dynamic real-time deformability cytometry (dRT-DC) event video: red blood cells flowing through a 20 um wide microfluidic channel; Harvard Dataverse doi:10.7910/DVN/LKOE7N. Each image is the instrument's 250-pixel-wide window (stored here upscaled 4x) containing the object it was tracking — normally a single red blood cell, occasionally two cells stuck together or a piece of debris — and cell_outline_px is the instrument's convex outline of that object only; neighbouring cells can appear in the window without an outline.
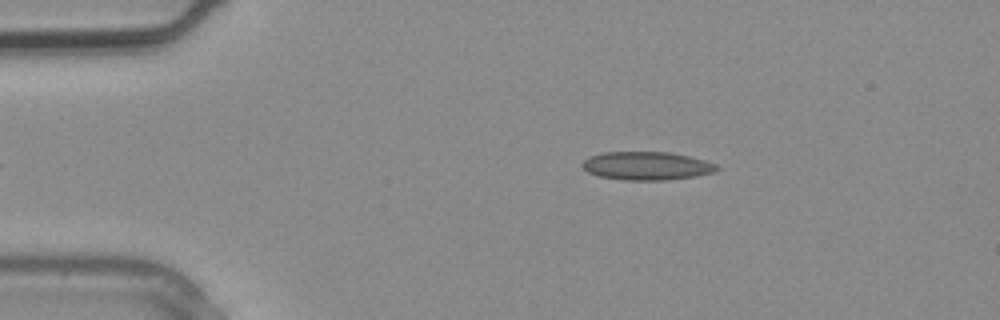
{"species": "common noctule bat (a hibernating species)", "species_latin": "Nyctalus noctula", "temperature_condition": "warm", "stored_images_in_passage": 2, "camera_frame_rate_fps": 3000, "um_per_image_px": 0.085, "animal": {"sex": "male", "body_mass_g": 20.4}, "frame": {"image": 1, "passage_image": 1, "time_ms": 0.0, "image_size_px": [1000, 320], "cell_outline_px": [[720, 168], [716, 172], [696, 176], [668, 180], [624, 180], [600, 176], [588, 172], [580, 164], [588, 156], [604, 152], [668, 152], [688, 156], [704, 160], [716, 164]], "centroid_in_image_um": [54.98, 14.1], "position_along_channel_um": 30.0, "area_um2": 22.25}}